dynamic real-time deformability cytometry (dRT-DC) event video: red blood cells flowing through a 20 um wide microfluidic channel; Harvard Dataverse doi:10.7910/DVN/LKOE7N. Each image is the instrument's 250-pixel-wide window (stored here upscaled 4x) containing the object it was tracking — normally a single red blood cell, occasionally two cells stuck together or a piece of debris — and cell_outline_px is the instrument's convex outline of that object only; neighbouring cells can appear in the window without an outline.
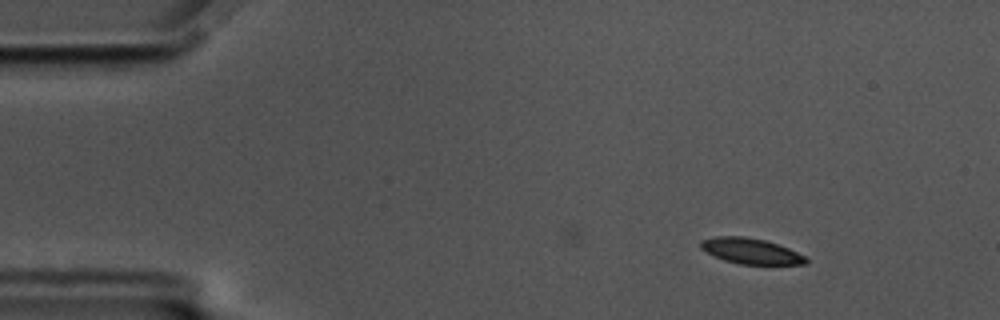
{"species": "common noctule bat (a hibernating species)", "species_latin": "Nyctalus noctula", "temperature_condition": "cold", "stored_images_in_passage": 18, "camera_frame_rate_fps": 3000, "um_per_image_px": 0.085, "animal": {"sex": "male", "body_mass_g": 17.5, "forearm_length_mm": 52.3}, "frame": {"image": 1, "passage_image": 7, "time_ms": 2.0, "image_size_px": [1000, 320], "cell_outline_px": [[808, 264], [740, 264], [724, 260], [700, 248], [700, 240], [716, 236], [744, 236], [764, 240], [788, 248], [804, 256], [808, 260]], "centroid_in_image_um": [63.8, 21.33], "position_along_channel_um": 21.2, "area_um2": 15.49}}
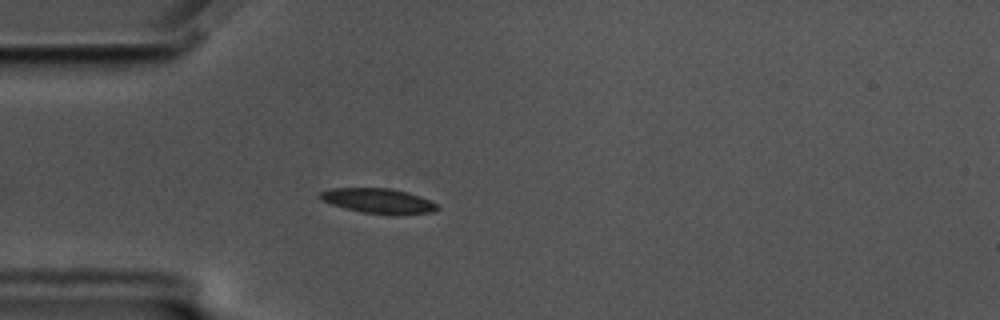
{"frame": {"image": 2, "passage_image": 16, "time_ms": 5.0, "image_size_px": [1000, 320], "cell_outline_px": [[440, 208], [432, 212], [364, 212], [344, 208], [320, 200], [320, 192], [332, 188], [388, 188], [408, 192], [420, 196], [436, 204]], "centroid_in_image_um": [32.08, 17.02], "position_along_channel_um": 52.9, "area_um2": 16.13}}